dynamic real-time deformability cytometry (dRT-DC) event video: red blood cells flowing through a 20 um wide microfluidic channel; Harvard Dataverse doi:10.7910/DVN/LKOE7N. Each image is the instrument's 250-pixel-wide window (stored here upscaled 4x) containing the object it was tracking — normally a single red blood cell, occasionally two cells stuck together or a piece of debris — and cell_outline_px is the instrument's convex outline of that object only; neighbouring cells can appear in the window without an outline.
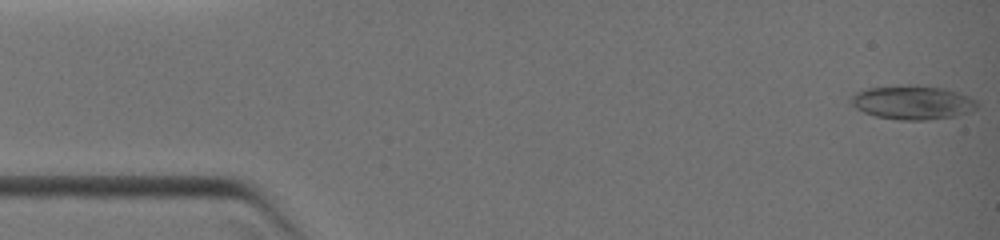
{"species": "common noctule bat (a hibernating species)", "species_latin": "Nyctalus noctula", "temperature_condition": "warm", "stored_images_in_passage": 30, "camera_frame_rate_fps": 3000, "um_per_image_px": 0.085, "animal": {"sex": "female", "body_mass_g": 19.0, "forearm_length_mm": 51.5}, "frame": {"image": 1, "passage_image": 1, "time_ms": 0.0, "image_size_px": [1000, 240], "cell_outline_px": [[976, 108], [952, 116], [920, 120], [908, 120], [876, 116], [864, 112], [856, 108], [852, 104], [852, 96], [868, 88], [908, 84], [916, 84], [940, 88], [964, 96], [972, 100], [976, 104]], "centroid_in_image_um": [77.48, 8.69], "position_along_channel_um": 7.5, "area_um2": 23.87}}
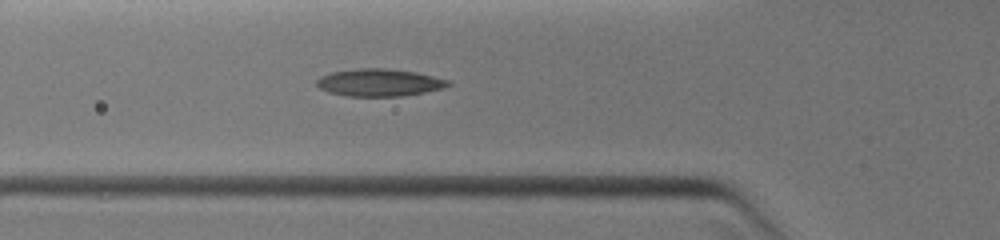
{"frame": {"image": 2, "passage_image": 17, "time_ms": 4.333, "image_size_px": [1000, 240], "cell_outline_px": [[452, 84], [444, 88], [404, 96], [348, 96], [328, 92], [320, 88], [316, 84], [316, 80], [320, 76], [332, 72], [356, 68], [388, 68], [416, 72], [448, 80]], "centroid_in_image_um": [32.23, 7.01], "position_along_channel_um": 93.6, "area_um2": 21.04}}
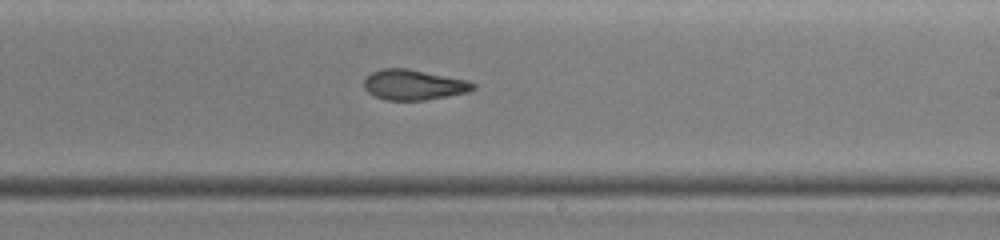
{"frame": {"image": 3, "passage_image": 30, "time_ms": 7.667, "image_size_px": [1000, 240], "cell_outline_px": [[476, 88], [468, 92], [448, 96], [424, 100], [384, 100], [368, 92], [364, 88], [364, 80], [372, 72], [380, 68], [408, 68], [472, 80], [476, 84]], "centroid_in_image_um": [35.22, 7.19], "position_along_channel_um": 253.8, "area_um2": 19.59}}